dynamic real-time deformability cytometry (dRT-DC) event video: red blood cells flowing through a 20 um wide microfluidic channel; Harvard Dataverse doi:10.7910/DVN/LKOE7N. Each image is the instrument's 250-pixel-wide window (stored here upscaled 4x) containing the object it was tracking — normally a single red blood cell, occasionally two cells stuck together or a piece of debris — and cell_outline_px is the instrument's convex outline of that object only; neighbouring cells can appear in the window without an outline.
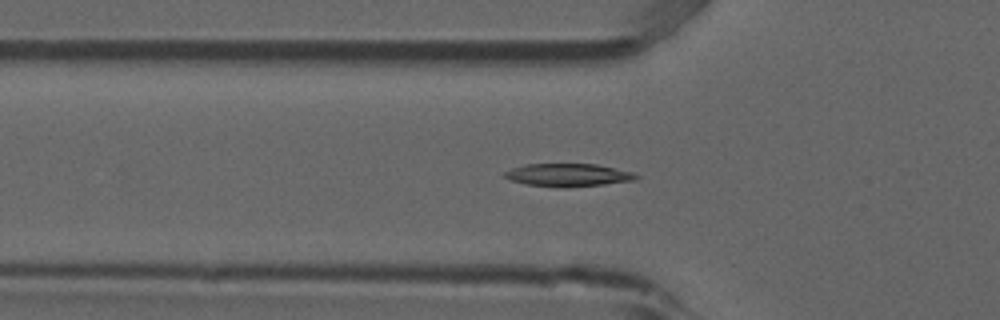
{"species": "common noctule bat (a hibernating species)", "species_latin": "Nyctalus noctula", "temperature_condition": "room temperature", "stored_images_in_passage": 39, "camera_frame_rate_fps": 3000, "um_per_image_px": 0.085, "animal": {"sex": "male", "forearm_length_mm": 52.5}, "frame": {"image": 1, "passage_image": 4, "time_ms": 1.0, "image_size_px": [1000, 320], "cell_outline_px": [[640, 176], [636, 180], [604, 184], [568, 188], [560, 188], [528, 184], [512, 180], [504, 176], [504, 172], [512, 168], [524, 164], [596, 164], [636, 172]], "centroid_in_image_um": [48.36, 14.88], "position_along_channel_um": 77.4, "area_um2": 17.69}}
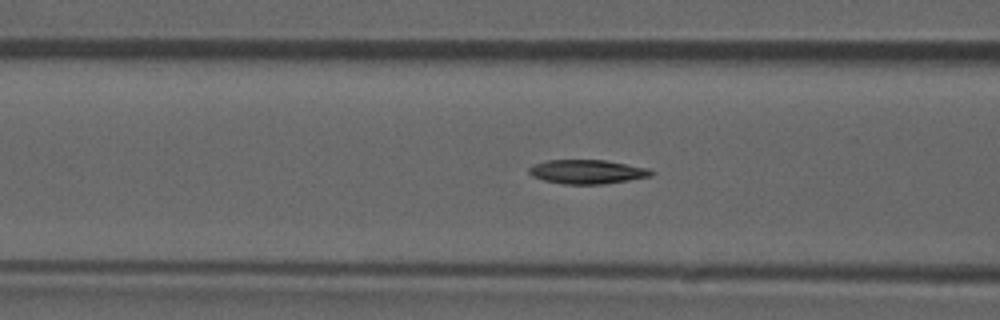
{"frame": {"image": 2, "passage_image": 7, "time_ms": 2.0, "image_size_px": [1000, 320], "cell_outline_px": [[656, 172], [652, 176], [628, 180], [600, 184], [564, 184], [544, 180], [532, 176], [528, 172], [528, 168], [536, 164], [548, 160], [604, 160], [648, 168]], "centroid_in_image_um": [49.92, 14.6], "position_along_channel_um": 116.7, "area_um2": 16.99}}
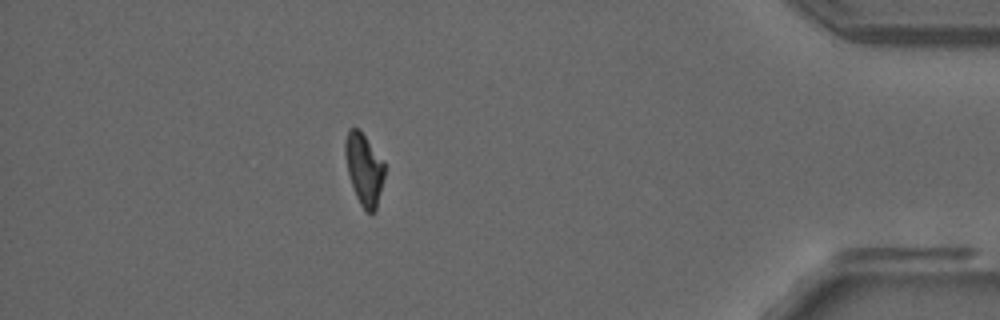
{"frame": {"image": 3, "passage_image": 33, "time_ms": 10.667, "image_size_px": [1000, 320], "cell_outline_px": [[384, 176], [376, 208], [372, 212], [368, 212], [360, 204], [356, 196], [348, 172], [344, 156], [344, 140], [348, 128], [356, 128], [364, 136], [384, 160]], "centroid_in_image_um": [30.92, 14.33], "position_along_channel_um": 404.3, "area_um2": 16.18}}